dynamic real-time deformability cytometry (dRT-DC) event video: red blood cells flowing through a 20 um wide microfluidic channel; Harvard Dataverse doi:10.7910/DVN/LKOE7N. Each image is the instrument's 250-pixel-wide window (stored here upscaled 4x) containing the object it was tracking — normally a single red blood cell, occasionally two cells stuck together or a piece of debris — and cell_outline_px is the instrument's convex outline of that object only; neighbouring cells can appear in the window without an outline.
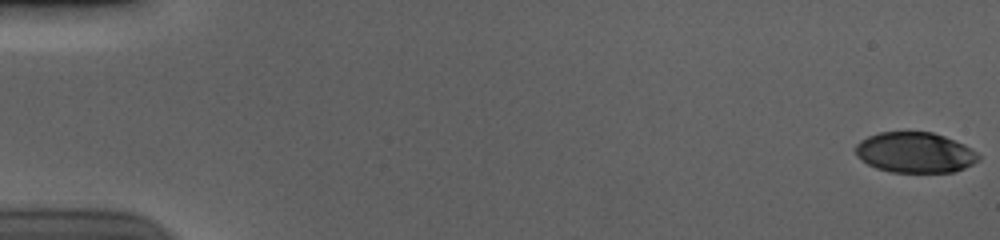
{"species": "human", "species_latin": "Homo sapiens", "temperature_condition": "cold", "stored_images_in_passage": 57, "camera_frame_rate_fps": 3000, "um_per_image_px": 0.085, "donor": {"sex": "male"}, "frame": {"image": 1, "passage_image": 1, "time_ms": 0.0, "image_size_px": [1000, 240], "cell_outline_px": [[980, 160], [964, 168], [952, 172], [888, 172], [876, 168], [860, 160], [856, 156], [852, 148], [860, 140], [868, 136], [880, 132], [932, 132], [944, 136], [964, 144], [976, 152], [980, 156]], "centroid_in_image_um": [77.72, 12.97], "position_along_channel_um": 7.3, "area_um2": 29.25}}
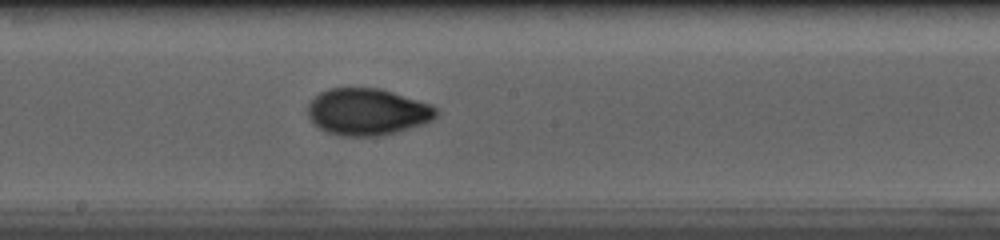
{"frame": {"image": 2, "passage_image": 32, "time_ms": 10.333, "image_size_px": [1000, 240], "cell_outline_px": [[440, 112], [432, 120], [424, 124], [396, 132], [380, 136], [340, 136], [328, 132], [320, 128], [308, 116], [308, 104], [320, 92], [328, 88], [380, 88], [432, 104]], "centroid_in_image_um": [31.26, 9.5], "position_along_channel_um": 216.9, "area_um2": 35.08}}
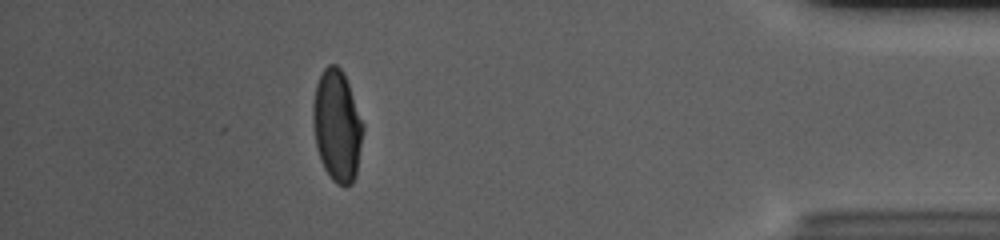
{"frame": {"image": 3, "passage_image": 51, "time_ms": 16.667, "image_size_px": [1000, 240], "cell_outline_px": [[364, 128], [356, 176], [352, 184], [344, 188], [336, 184], [332, 180], [324, 168], [320, 160], [316, 148], [312, 120], [312, 108], [316, 84], [324, 68], [328, 64], [336, 64], [344, 72], [364, 124]], "centroid_in_image_um": [28.65, 10.72], "position_along_channel_um": 406.5, "area_um2": 33.0}, "authors_computed_cell_mechanics": {"area_um2": 32.7726, "velocity_mm_per_s": 3.7226, "shape_relaxation_time_tau1_ms": 6.9908, "shape_relaxation_time_tau2_ms": 1.3419, "deformation_change_tau1": 0.2152, "deformation_change_tau2": 0.0478}}